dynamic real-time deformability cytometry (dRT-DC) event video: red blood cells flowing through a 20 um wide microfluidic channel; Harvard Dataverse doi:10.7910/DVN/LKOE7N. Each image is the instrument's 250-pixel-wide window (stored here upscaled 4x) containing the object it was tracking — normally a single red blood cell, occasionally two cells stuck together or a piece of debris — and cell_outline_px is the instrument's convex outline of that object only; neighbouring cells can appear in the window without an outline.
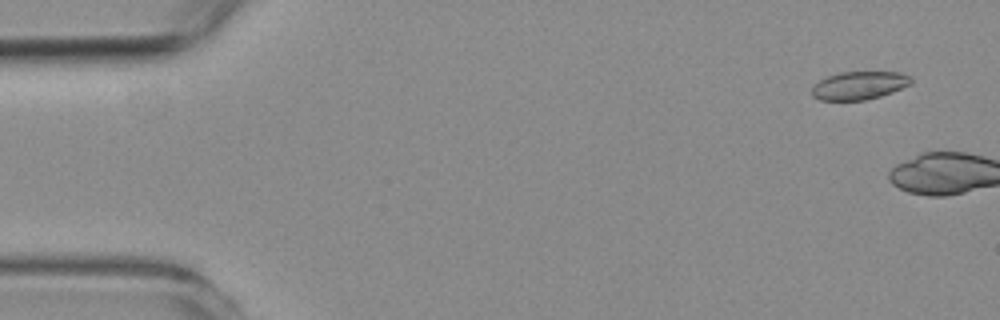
{"species": "common noctule bat (a hibernating species)", "species_latin": "Nyctalus noctula", "temperature_condition": "room temperature", "stored_images_in_passage": 6, "camera_frame_rate_fps": 3000, "um_per_image_px": 0.085, "animal": {"sex": "female", "body_mass_g": 19.3, "forearm_length_mm": 54.1}, "frame": {"image": 1, "passage_image": 4, "time_ms": 1.0, "image_size_px": [1000, 320], "cell_outline_px": [[912, 84], [892, 92], [880, 96], [864, 100], [820, 100], [812, 96], [812, 84], [828, 76], [840, 72], [900, 72], [912, 76]], "centroid_in_image_um": [73.04, 7.26], "position_along_channel_um": 12.0, "area_um2": 16.36}}